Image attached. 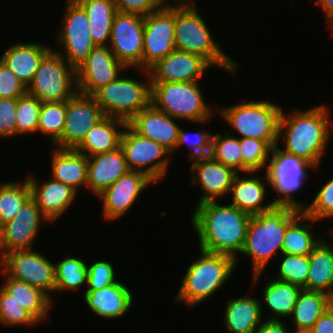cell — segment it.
<instances>
[{
	"label": "cell",
	"mask_w": 333,
	"mask_h": 333,
	"mask_svg": "<svg viewBox=\"0 0 333 333\" xmlns=\"http://www.w3.org/2000/svg\"><path fill=\"white\" fill-rule=\"evenodd\" d=\"M31 197V189L26 179L23 182H3L0 184V226L11 221L23 204Z\"/></svg>",
	"instance_id": "cell-38"
},
{
	"label": "cell",
	"mask_w": 333,
	"mask_h": 333,
	"mask_svg": "<svg viewBox=\"0 0 333 333\" xmlns=\"http://www.w3.org/2000/svg\"><path fill=\"white\" fill-rule=\"evenodd\" d=\"M78 92L76 69L52 49L41 61L27 93L41 102H63Z\"/></svg>",
	"instance_id": "cell-10"
},
{
	"label": "cell",
	"mask_w": 333,
	"mask_h": 333,
	"mask_svg": "<svg viewBox=\"0 0 333 333\" xmlns=\"http://www.w3.org/2000/svg\"><path fill=\"white\" fill-rule=\"evenodd\" d=\"M329 307L333 310V290L329 294Z\"/></svg>",
	"instance_id": "cell-56"
},
{
	"label": "cell",
	"mask_w": 333,
	"mask_h": 333,
	"mask_svg": "<svg viewBox=\"0 0 333 333\" xmlns=\"http://www.w3.org/2000/svg\"><path fill=\"white\" fill-rule=\"evenodd\" d=\"M66 117V101L42 102L37 132L51 136L50 142L55 145L62 137Z\"/></svg>",
	"instance_id": "cell-39"
},
{
	"label": "cell",
	"mask_w": 333,
	"mask_h": 333,
	"mask_svg": "<svg viewBox=\"0 0 333 333\" xmlns=\"http://www.w3.org/2000/svg\"><path fill=\"white\" fill-rule=\"evenodd\" d=\"M88 264L83 258L67 256L55 262V291L76 290L87 284Z\"/></svg>",
	"instance_id": "cell-37"
},
{
	"label": "cell",
	"mask_w": 333,
	"mask_h": 333,
	"mask_svg": "<svg viewBox=\"0 0 333 333\" xmlns=\"http://www.w3.org/2000/svg\"><path fill=\"white\" fill-rule=\"evenodd\" d=\"M303 212L316 221L333 217V178L321 186L312 203Z\"/></svg>",
	"instance_id": "cell-45"
},
{
	"label": "cell",
	"mask_w": 333,
	"mask_h": 333,
	"mask_svg": "<svg viewBox=\"0 0 333 333\" xmlns=\"http://www.w3.org/2000/svg\"><path fill=\"white\" fill-rule=\"evenodd\" d=\"M126 66L118 61L109 46H96L76 69L78 92L93 95L100 88L116 80Z\"/></svg>",
	"instance_id": "cell-18"
},
{
	"label": "cell",
	"mask_w": 333,
	"mask_h": 333,
	"mask_svg": "<svg viewBox=\"0 0 333 333\" xmlns=\"http://www.w3.org/2000/svg\"><path fill=\"white\" fill-rule=\"evenodd\" d=\"M51 177L72 187L86 188L88 157L76 149L55 148L52 152Z\"/></svg>",
	"instance_id": "cell-29"
},
{
	"label": "cell",
	"mask_w": 333,
	"mask_h": 333,
	"mask_svg": "<svg viewBox=\"0 0 333 333\" xmlns=\"http://www.w3.org/2000/svg\"><path fill=\"white\" fill-rule=\"evenodd\" d=\"M88 16L89 29L96 46H108L111 27L118 12L112 0H76Z\"/></svg>",
	"instance_id": "cell-33"
},
{
	"label": "cell",
	"mask_w": 333,
	"mask_h": 333,
	"mask_svg": "<svg viewBox=\"0 0 333 333\" xmlns=\"http://www.w3.org/2000/svg\"><path fill=\"white\" fill-rule=\"evenodd\" d=\"M251 215L231 204L217 201L197 204L191 219L199 237L200 249L231 256L237 262V254L244 246Z\"/></svg>",
	"instance_id": "cell-1"
},
{
	"label": "cell",
	"mask_w": 333,
	"mask_h": 333,
	"mask_svg": "<svg viewBox=\"0 0 333 333\" xmlns=\"http://www.w3.org/2000/svg\"><path fill=\"white\" fill-rule=\"evenodd\" d=\"M211 138L212 132L210 133L205 129L189 135V133L180 127L176 149L188 143V148L191 151L189 153L190 161L194 158L209 156L211 151Z\"/></svg>",
	"instance_id": "cell-46"
},
{
	"label": "cell",
	"mask_w": 333,
	"mask_h": 333,
	"mask_svg": "<svg viewBox=\"0 0 333 333\" xmlns=\"http://www.w3.org/2000/svg\"><path fill=\"white\" fill-rule=\"evenodd\" d=\"M279 145L272 147L266 175L269 186L278 193V199L272 201L275 206H287L303 211L305 204L295 200L293 195L304 186L308 169H316L303 158L286 153Z\"/></svg>",
	"instance_id": "cell-9"
},
{
	"label": "cell",
	"mask_w": 333,
	"mask_h": 333,
	"mask_svg": "<svg viewBox=\"0 0 333 333\" xmlns=\"http://www.w3.org/2000/svg\"><path fill=\"white\" fill-rule=\"evenodd\" d=\"M311 330L313 333H333V310L330 307L318 318Z\"/></svg>",
	"instance_id": "cell-51"
},
{
	"label": "cell",
	"mask_w": 333,
	"mask_h": 333,
	"mask_svg": "<svg viewBox=\"0 0 333 333\" xmlns=\"http://www.w3.org/2000/svg\"><path fill=\"white\" fill-rule=\"evenodd\" d=\"M104 114L92 95L77 92L66 101L64 131L55 147L75 149Z\"/></svg>",
	"instance_id": "cell-16"
},
{
	"label": "cell",
	"mask_w": 333,
	"mask_h": 333,
	"mask_svg": "<svg viewBox=\"0 0 333 333\" xmlns=\"http://www.w3.org/2000/svg\"><path fill=\"white\" fill-rule=\"evenodd\" d=\"M133 296L128 286L118 281L96 291H85L83 299L99 317L115 319L130 310Z\"/></svg>",
	"instance_id": "cell-26"
},
{
	"label": "cell",
	"mask_w": 333,
	"mask_h": 333,
	"mask_svg": "<svg viewBox=\"0 0 333 333\" xmlns=\"http://www.w3.org/2000/svg\"><path fill=\"white\" fill-rule=\"evenodd\" d=\"M294 331H289V333H313L311 329H297L294 328Z\"/></svg>",
	"instance_id": "cell-55"
},
{
	"label": "cell",
	"mask_w": 333,
	"mask_h": 333,
	"mask_svg": "<svg viewBox=\"0 0 333 333\" xmlns=\"http://www.w3.org/2000/svg\"><path fill=\"white\" fill-rule=\"evenodd\" d=\"M229 133L226 132L225 136L219 132L212 134L210 156L239 173L241 172L240 138L232 137Z\"/></svg>",
	"instance_id": "cell-41"
},
{
	"label": "cell",
	"mask_w": 333,
	"mask_h": 333,
	"mask_svg": "<svg viewBox=\"0 0 333 333\" xmlns=\"http://www.w3.org/2000/svg\"><path fill=\"white\" fill-rule=\"evenodd\" d=\"M43 221L49 222L34 199L30 197L16 216L1 226L0 258L11 251L33 248Z\"/></svg>",
	"instance_id": "cell-17"
},
{
	"label": "cell",
	"mask_w": 333,
	"mask_h": 333,
	"mask_svg": "<svg viewBox=\"0 0 333 333\" xmlns=\"http://www.w3.org/2000/svg\"><path fill=\"white\" fill-rule=\"evenodd\" d=\"M316 5L324 12L327 21L333 16V0H316Z\"/></svg>",
	"instance_id": "cell-53"
},
{
	"label": "cell",
	"mask_w": 333,
	"mask_h": 333,
	"mask_svg": "<svg viewBox=\"0 0 333 333\" xmlns=\"http://www.w3.org/2000/svg\"><path fill=\"white\" fill-rule=\"evenodd\" d=\"M0 323L7 327H32L39 322L0 286Z\"/></svg>",
	"instance_id": "cell-44"
},
{
	"label": "cell",
	"mask_w": 333,
	"mask_h": 333,
	"mask_svg": "<svg viewBox=\"0 0 333 333\" xmlns=\"http://www.w3.org/2000/svg\"><path fill=\"white\" fill-rule=\"evenodd\" d=\"M151 104L177 119L195 123L211 120L215 112L203 99L199 82H150Z\"/></svg>",
	"instance_id": "cell-7"
},
{
	"label": "cell",
	"mask_w": 333,
	"mask_h": 333,
	"mask_svg": "<svg viewBox=\"0 0 333 333\" xmlns=\"http://www.w3.org/2000/svg\"><path fill=\"white\" fill-rule=\"evenodd\" d=\"M128 171L129 168L120 147L108 153L89 156L86 187L98 196Z\"/></svg>",
	"instance_id": "cell-24"
},
{
	"label": "cell",
	"mask_w": 333,
	"mask_h": 333,
	"mask_svg": "<svg viewBox=\"0 0 333 333\" xmlns=\"http://www.w3.org/2000/svg\"><path fill=\"white\" fill-rule=\"evenodd\" d=\"M331 26V34L333 35V16L327 21Z\"/></svg>",
	"instance_id": "cell-57"
},
{
	"label": "cell",
	"mask_w": 333,
	"mask_h": 333,
	"mask_svg": "<svg viewBox=\"0 0 333 333\" xmlns=\"http://www.w3.org/2000/svg\"><path fill=\"white\" fill-rule=\"evenodd\" d=\"M152 183L155 182L146 174L129 170L98 195L103 199V218L114 221L124 216L137 202L142 191Z\"/></svg>",
	"instance_id": "cell-19"
},
{
	"label": "cell",
	"mask_w": 333,
	"mask_h": 333,
	"mask_svg": "<svg viewBox=\"0 0 333 333\" xmlns=\"http://www.w3.org/2000/svg\"><path fill=\"white\" fill-rule=\"evenodd\" d=\"M308 291L329 295L333 290V243L321 240L308 255Z\"/></svg>",
	"instance_id": "cell-32"
},
{
	"label": "cell",
	"mask_w": 333,
	"mask_h": 333,
	"mask_svg": "<svg viewBox=\"0 0 333 333\" xmlns=\"http://www.w3.org/2000/svg\"><path fill=\"white\" fill-rule=\"evenodd\" d=\"M0 265L8 277L41 289L54 303L51 293L55 291V264L46 256L33 249L15 250L2 256Z\"/></svg>",
	"instance_id": "cell-13"
},
{
	"label": "cell",
	"mask_w": 333,
	"mask_h": 333,
	"mask_svg": "<svg viewBox=\"0 0 333 333\" xmlns=\"http://www.w3.org/2000/svg\"><path fill=\"white\" fill-rule=\"evenodd\" d=\"M333 229H331V231H330V233H331V236L333 237V231H332Z\"/></svg>",
	"instance_id": "cell-58"
},
{
	"label": "cell",
	"mask_w": 333,
	"mask_h": 333,
	"mask_svg": "<svg viewBox=\"0 0 333 333\" xmlns=\"http://www.w3.org/2000/svg\"><path fill=\"white\" fill-rule=\"evenodd\" d=\"M260 301L253 297L228 299L224 308V323L229 333H256L264 319ZM263 318V319H262Z\"/></svg>",
	"instance_id": "cell-30"
},
{
	"label": "cell",
	"mask_w": 333,
	"mask_h": 333,
	"mask_svg": "<svg viewBox=\"0 0 333 333\" xmlns=\"http://www.w3.org/2000/svg\"><path fill=\"white\" fill-rule=\"evenodd\" d=\"M126 125L127 122L122 119L104 116L75 149L87 157L114 151L120 147Z\"/></svg>",
	"instance_id": "cell-28"
},
{
	"label": "cell",
	"mask_w": 333,
	"mask_h": 333,
	"mask_svg": "<svg viewBox=\"0 0 333 333\" xmlns=\"http://www.w3.org/2000/svg\"><path fill=\"white\" fill-rule=\"evenodd\" d=\"M328 307L329 295L302 289L293 307L290 320L294 328L311 329Z\"/></svg>",
	"instance_id": "cell-36"
},
{
	"label": "cell",
	"mask_w": 333,
	"mask_h": 333,
	"mask_svg": "<svg viewBox=\"0 0 333 333\" xmlns=\"http://www.w3.org/2000/svg\"><path fill=\"white\" fill-rule=\"evenodd\" d=\"M317 222L302 212L286 229L282 253L308 256L321 241L310 223Z\"/></svg>",
	"instance_id": "cell-35"
},
{
	"label": "cell",
	"mask_w": 333,
	"mask_h": 333,
	"mask_svg": "<svg viewBox=\"0 0 333 333\" xmlns=\"http://www.w3.org/2000/svg\"><path fill=\"white\" fill-rule=\"evenodd\" d=\"M289 331L281 319H267L257 328L256 333H289Z\"/></svg>",
	"instance_id": "cell-52"
},
{
	"label": "cell",
	"mask_w": 333,
	"mask_h": 333,
	"mask_svg": "<svg viewBox=\"0 0 333 333\" xmlns=\"http://www.w3.org/2000/svg\"><path fill=\"white\" fill-rule=\"evenodd\" d=\"M174 120L176 119L150 103L127 124L136 133L161 144L172 153L176 150L180 130V125Z\"/></svg>",
	"instance_id": "cell-22"
},
{
	"label": "cell",
	"mask_w": 333,
	"mask_h": 333,
	"mask_svg": "<svg viewBox=\"0 0 333 333\" xmlns=\"http://www.w3.org/2000/svg\"><path fill=\"white\" fill-rule=\"evenodd\" d=\"M175 7H163L144 17L142 69L174 51Z\"/></svg>",
	"instance_id": "cell-15"
},
{
	"label": "cell",
	"mask_w": 333,
	"mask_h": 333,
	"mask_svg": "<svg viewBox=\"0 0 333 333\" xmlns=\"http://www.w3.org/2000/svg\"><path fill=\"white\" fill-rule=\"evenodd\" d=\"M263 178L253 175L251 177L241 176L236 173L229 191L232 196V202L229 204L251 216L271 210L275 206L272 201L270 203L268 201V204L263 203L267 194L266 187L269 186L266 172Z\"/></svg>",
	"instance_id": "cell-25"
},
{
	"label": "cell",
	"mask_w": 333,
	"mask_h": 333,
	"mask_svg": "<svg viewBox=\"0 0 333 333\" xmlns=\"http://www.w3.org/2000/svg\"><path fill=\"white\" fill-rule=\"evenodd\" d=\"M112 2L118 12L137 14L143 17L160 8L154 0H112Z\"/></svg>",
	"instance_id": "cell-50"
},
{
	"label": "cell",
	"mask_w": 333,
	"mask_h": 333,
	"mask_svg": "<svg viewBox=\"0 0 333 333\" xmlns=\"http://www.w3.org/2000/svg\"><path fill=\"white\" fill-rule=\"evenodd\" d=\"M120 148L129 170L142 172L155 183L166 175L171 152L161 144L136 133L128 124L122 133Z\"/></svg>",
	"instance_id": "cell-12"
},
{
	"label": "cell",
	"mask_w": 333,
	"mask_h": 333,
	"mask_svg": "<svg viewBox=\"0 0 333 333\" xmlns=\"http://www.w3.org/2000/svg\"><path fill=\"white\" fill-rule=\"evenodd\" d=\"M148 78L147 82H141L129 76H119L97 90L92 96L101 107L104 116L115 117L129 122L142 109L151 103V83L149 71L137 69ZM140 81V82H139Z\"/></svg>",
	"instance_id": "cell-8"
},
{
	"label": "cell",
	"mask_w": 333,
	"mask_h": 333,
	"mask_svg": "<svg viewBox=\"0 0 333 333\" xmlns=\"http://www.w3.org/2000/svg\"><path fill=\"white\" fill-rule=\"evenodd\" d=\"M0 272L5 277L3 284L0 286L13 296V299L23 306L38 322L48 319V313H51L53 303L45 292L24 281L8 277L2 270Z\"/></svg>",
	"instance_id": "cell-31"
},
{
	"label": "cell",
	"mask_w": 333,
	"mask_h": 333,
	"mask_svg": "<svg viewBox=\"0 0 333 333\" xmlns=\"http://www.w3.org/2000/svg\"><path fill=\"white\" fill-rule=\"evenodd\" d=\"M144 17L117 12L114 16L109 48L128 69H142Z\"/></svg>",
	"instance_id": "cell-14"
},
{
	"label": "cell",
	"mask_w": 333,
	"mask_h": 333,
	"mask_svg": "<svg viewBox=\"0 0 333 333\" xmlns=\"http://www.w3.org/2000/svg\"><path fill=\"white\" fill-rule=\"evenodd\" d=\"M51 50L43 44L19 41L7 47L0 60L28 87L41 61Z\"/></svg>",
	"instance_id": "cell-27"
},
{
	"label": "cell",
	"mask_w": 333,
	"mask_h": 333,
	"mask_svg": "<svg viewBox=\"0 0 333 333\" xmlns=\"http://www.w3.org/2000/svg\"><path fill=\"white\" fill-rule=\"evenodd\" d=\"M25 94H27V87L0 60V98L18 99Z\"/></svg>",
	"instance_id": "cell-48"
},
{
	"label": "cell",
	"mask_w": 333,
	"mask_h": 333,
	"mask_svg": "<svg viewBox=\"0 0 333 333\" xmlns=\"http://www.w3.org/2000/svg\"><path fill=\"white\" fill-rule=\"evenodd\" d=\"M191 160L192 164L189 170L192 176L191 182L195 186L199 185L204 192L198 204L225 198L237 172L214 160L210 155Z\"/></svg>",
	"instance_id": "cell-21"
},
{
	"label": "cell",
	"mask_w": 333,
	"mask_h": 333,
	"mask_svg": "<svg viewBox=\"0 0 333 333\" xmlns=\"http://www.w3.org/2000/svg\"><path fill=\"white\" fill-rule=\"evenodd\" d=\"M16 99L0 98V139L16 136Z\"/></svg>",
	"instance_id": "cell-49"
},
{
	"label": "cell",
	"mask_w": 333,
	"mask_h": 333,
	"mask_svg": "<svg viewBox=\"0 0 333 333\" xmlns=\"http://www.w3.org/2000/svg\"><path fill=\"white\" fill-rule=\"evenodd\" d=\"M196 1L175 7V47L176 50L197 54L213 67L236 76L239 64L222 51L211 35L205 19L195 7Z\"/></svg>",
	"instance_id": "cell-4"
},
{
	"label": "cell",
	"mask_w": 333,
	"mask_h": 333,
	"mask_svg": "<svg viewBox=\"0 0 333 333\" xmlns=\"http://www.w3.org/2000/svg\"><path fill=\"white\" fill-rule=\"evenodd\" d=\"M280 257L279 272L275 279L296 284L307 290L308 256L282 253Z\"/></svg>",
	"instance_id": "cell-43"
},
{
	"label": "cell",
	"mask_w": 333,
	"mask_h": 333,
	"mask_svg": "<svg viewBox=\"0 0 333 333\" xmlns=\"http://www.w3.org/2000/svg\"><path fill=\"white\" fill-rule=\"evenodd\" d=\"M236 267L231 256L200 249V257L188 266L175 300L187 308L204 302L226 284Z\"/></svg>",
	"instance_id": "cell-5"
},
{
	"label": "cell",
	"mask_w": 333,
	"mask_h": 333,
	"mask_svg": "<svg viewBox=\"0 0 333 333\" xmlns=\"http://www.w3.org/2000/svg\"><path fill=\"white\" fill-rule=\"evenodd\" d=\"M216 113L238 132L240 138L266 141L271 147L278 145V124L281 106L270 100L243 101L222 107L216 104Z\"/></svg>",
	"instance_id": "cell-6"
},
{
	"label": "cell",
	"mask_w": 333,
	"mask_h": 333,
	"mask_svg": "<svg viewBox=\"0 0 333 333\" xmlns=\"http://www.w3.org/2000/svg\"><path fill=\"white\" fill-rule=\"evenodd\" d=\"M88 278L86 291H96L118 282L115 269L111 262L100 260L87 266Z\"/></svg>",
	"instance_id": "cell-47"
},
{
	"label": "cell",
	"mask_w": 333,
	"mask_h": 333,
	"mask_svg": "<svg viewBox=\"0 0 333 333\" xmlns=\"http://www.w3.org/2000/svg\"><path fill=\"white\" fill-rule=\"evenodd\" d=\"M42 102L35 96L25 94L16 99V135L36 133Z\"/></svg>",
	"instance_id": "cell-42"
},
{
	"label": "cell",
	"mask_w": 333,
	"mask_h": 333,
	"mask_svg": "<svg viewBox=\"0 0 333 333\" xmlns=\"http://www.w3.org/2000/svg\"><path fill=\"white\" fill-rule=\"evenodd\" d=\"M64 17L58 29V45L62 49L56 51L68 64L77 69L96 47L93 42L88 16L76 0H67Z\"/></svg>",
	"instance_id": "cell-11"
},
{
	"label": "cell",
	"mask_w": 333,
	"mask_h": 333,
	"mask_svg": "<svg viewBox=\"0 0 333 333\" xmlns=\"http://www.w3.org/2000/svg\"><path fill=\"white\" fill-rule=\"evenodd\" d=\"M272 147L264 140L240 138L241 172L256 174L267 168Z\"/></svg>",
	"instance_id": "cell-40"
},
{
	"label": "cell",
	"mask_w": 333,
	"mask_h": 333,
	"mask_svg": "<svg viewBox=\"0 0 333 333\" xmlns=\"http://www.w3.org/2000/svg\"><path fill=\"white\" fill-rule=\"evenodd\" d=\"M302 212L292 207L274 206L269 211L251 216L241 254L252 258L254 285L271 258L278 251L282 254L286 229Z\"/></svg>",
	"instance_id": "cell-3"
},
{
	"label": "cell",
	"mask_w": 333,
	"mask_h": 333,
	"mask_svg": "<svg viewBox=\"0 0 333 333\" xmlns=\"http://www.w3.org/2000/svg\"><path fill=\"white\" fill-rule=\"evenodd\" d=\"M155 3L160 7H178V6H184L187 5L188 3H190L192 0H178V4L176 3V5H170L166 2V0H154ZM173 1V0H172ZM177 1V0H174Z\"/></svg>",
	"instance_id": "cell-54"
},
{
	"label": "cell",
	"mask_w": 333,
	"mask_h": 333,
	"mask_svg": "<svg viewBox=\"0 0 333 333\" xmlns=\"http://www.w3.org/2000/svg\"><path fill=\"white\" fill-rule=\"evenodd\" d=\"M31 197L41 209L42 214L51 222L59 219L76 200L77 191L53 178L40 183L30 175L27 177Z\"/></svg>",
	"instance_id": "cell-23"
},
{
	"label": "cell",
	"mask_w": 333,
	"mask_h": 333,
	"mask_svg": "<svg viewBox=\"0 0 333 333\" xmlns=\"http://www.w3.org/2000/svg\"><path fill=\"white\" fill-rule=\"evenodd\" d=\"M209 68L213 66L203 57L175 49L148 71L150 82H198Z\"/></svg>",
	"instance_id": "cell-20"
},
{
	"label": "cell",
	"mask_w": 333,
	"mask_h": 333,
	"mask_svg": "<svg viewBox=\"0 0 333 333\" xmlns=\"http://www.w3.org/2000/svg\"><path fill=\"white\" fill-rule=\"evenodd\" d=\"M303 288L289 282L271 279L264 287L263 304L272 311V316L268 319H283L290 317L293 312V307L297 301L298 295ZM281 317V318H279Z\"/></svg>",
	"instance_id": "cell-34"
},
{
	"label": "cell",
	"mask_w": 333,
	"mask_h": 333,
	"mask_svg": "<svg viewBox=\"0 0 333 333\" xmlns=\"http://www.w3.org/2000/svg\"><path fill=\"white\" fill-rule=\"evenodd\" d=\"M328 111V107L323 103L287 115L282 109L278 124V141H284L283 151L303 158L315 168L319 167L327 149L330 133L333 131V120H330Z\"/></svg>",
	"instance_id": "cell-2"
}]
</instances>
